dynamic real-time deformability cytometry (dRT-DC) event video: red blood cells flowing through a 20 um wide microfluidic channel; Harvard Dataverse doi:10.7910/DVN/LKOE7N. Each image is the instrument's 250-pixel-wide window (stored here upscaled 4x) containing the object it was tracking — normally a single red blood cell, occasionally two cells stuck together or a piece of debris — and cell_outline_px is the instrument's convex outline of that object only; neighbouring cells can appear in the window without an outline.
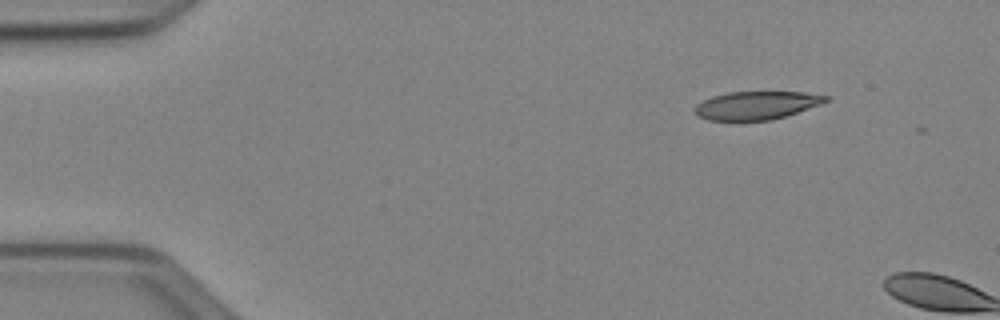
{"species": "Egyptian fruit bat (a non-hibernating species)", "species_latin": "Rousettus aegyptiacus", "temperature_condition": "cold", "stored_images_in_passage": 4, "camera_frame_rate_fps": 3000, "um_per_image_px": 0.085, "animal": {"sex": "female"}, "frame": {"image": 1, "passage_image": 2, "time_ms": 0.333, "image_size_px": [1000, 320], "cell_outline_px": [[828, 100], [820, 104], [772, 120], [708, 120], [696, 116], [696, 104], [712, 96], [728, 92], [804, 92], [828, 96]], "centroid_in_image_um": [64.27, 8.95], "position_along_channel_um": 20.7, "area_um2": 21.21}}